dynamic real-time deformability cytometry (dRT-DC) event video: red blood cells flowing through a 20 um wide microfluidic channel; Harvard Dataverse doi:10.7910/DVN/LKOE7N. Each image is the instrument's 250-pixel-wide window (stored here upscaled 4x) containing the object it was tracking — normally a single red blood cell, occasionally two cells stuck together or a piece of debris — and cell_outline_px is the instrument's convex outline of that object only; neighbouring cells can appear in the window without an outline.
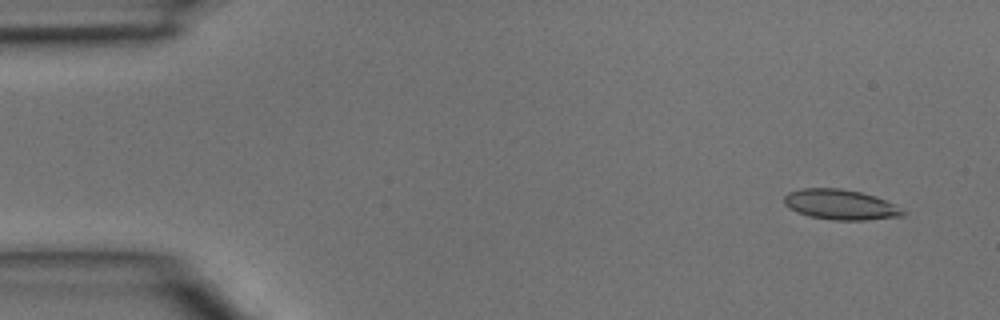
{"species": "common noctule bat (a hibernating species)", "species_latin": "Nyctalus noctula", "temperature_condition": "room temperature", "stored_images_in_passage": 4, "segment_of_instrument_passage": [1, 2], "camera_frame_rate_fps": 3000, "um_per_image_px": 0.085, "animal": {"sex": "male", "body_mass_g": 15.6}, "frame": {"image": 1, "passage_image": 1, "time_ms": 0.0, "image_size_px": [1000, 320], "cell_outline_px": [[908, 212], [904, 216], [864, 220], [832, 220], [808, 216], [796, 212], [788, 208], [784, 204], [784, 196], [788, 192], [800, 188], [840, 188], [860, 192], [876, 196], [896, 204]], "centroid_in_image_um": [71.45, 17.39], "position_along_channel_um": 13.5, "area_um2": 21.27}}